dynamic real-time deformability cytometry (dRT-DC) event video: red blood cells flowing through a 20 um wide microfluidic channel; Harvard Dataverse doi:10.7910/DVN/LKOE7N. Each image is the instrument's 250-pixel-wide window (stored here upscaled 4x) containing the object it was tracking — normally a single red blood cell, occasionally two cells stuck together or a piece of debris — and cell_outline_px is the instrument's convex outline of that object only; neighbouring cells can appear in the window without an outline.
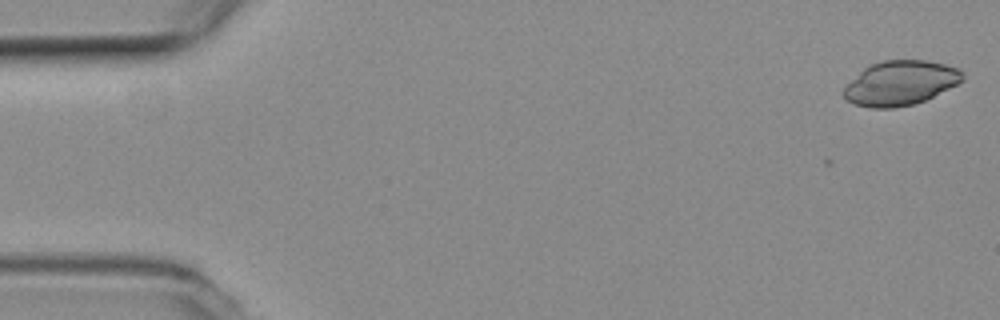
{"species": "common noctule bat (a hibernating species)", "species_latin": "Nyctalus noctula", "temperature_condition": "room temperature", "stored_images_in_passage": 4, "camera_frame_rate_fps": 3000, "um_per_image_px": 0.085, "animal": {"sex": "female", "body_mass_g": 19.3, "forearm_length_mm": 54.1}, "frame": {"image": 1, "passage_image": 1, "time_ms": 0.0, "image_size_px": [1000, 320], "cell_outline_px": [[964, 80], [924, 100], [912, 104], [892, 108], [872, 108], [856, 104], [848, 100], [840, 92], [864, 68], [880, 60], [928, 60], [944, 64], [956, 68], [964, 72]], "centroid_in_image_um": [76.53, 7.04], "position_along_channel_um": 8.5, "area_um2": 30.46}}